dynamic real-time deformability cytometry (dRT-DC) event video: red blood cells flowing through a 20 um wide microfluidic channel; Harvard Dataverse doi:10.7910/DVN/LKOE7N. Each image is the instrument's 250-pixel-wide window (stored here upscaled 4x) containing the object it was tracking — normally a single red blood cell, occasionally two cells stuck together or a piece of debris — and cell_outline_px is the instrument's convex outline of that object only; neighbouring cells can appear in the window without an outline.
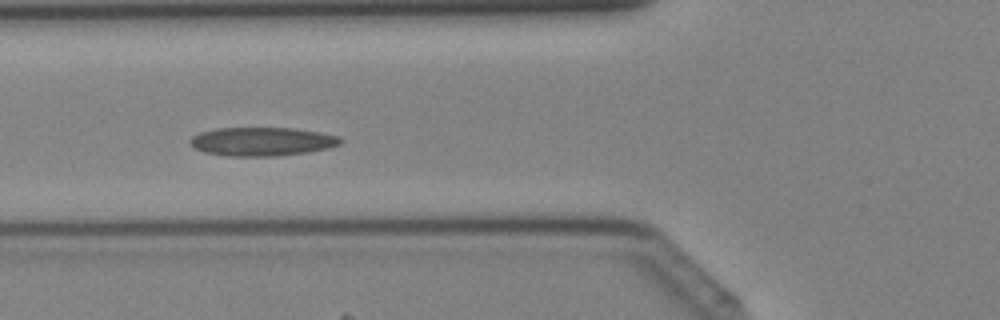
{"species": "Egyptian fruit bat (a non-hibernating species)", "species_latin": "Rousettus aegyptiacus", "temperature_condition": "cold", "stored_images_in_passage": 34, "camera_frame_rate_fps": 3000, "um_per_image_px": 0.085, "animal": {"sex": "female"}, "frame": {"image": 1, "passage_image": 10, "time_ms": 3.0, "image_size_px": [1000, 320], "cell_outline_px": [[344, 140], [340, 144], [328, 148], [308, 152], [276, 156], [228, 156], [204, 152], [196, 148], [188, 140], [192, 136], [200, 132], [216, 128], [296, 128], [320, 132], [340, 136]], "centroid_in_image_um": [22.3, 12.02], "position_along_channel_um": 103.5, "area_um2": 25.2}}
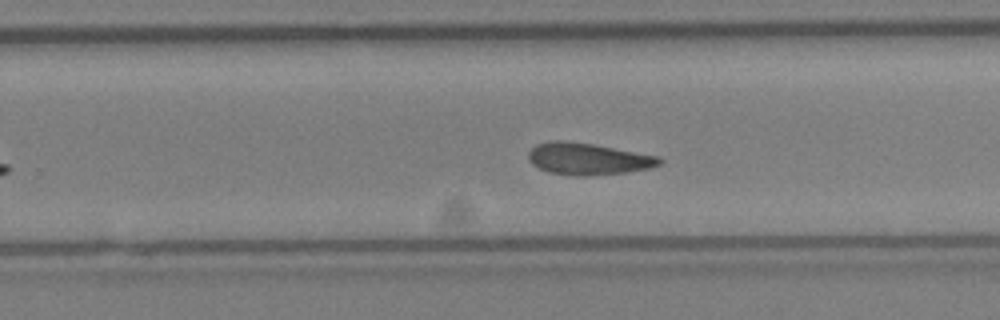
{"frame": {"image": 2, "passage_image": 21, "time_ms": 6.667, "image_size_px": [1000, 320], "cell_outline_px": [[664, 160], [660, 164], [652, 168], [628, 172], [584, 176], [576, 176], [548, 172], [532, 164], [528, 160], [528, 152], [536, 144], [548, 140], [560, 140], [592, 144], [660, 156]], "centroid_in_image_um": [49.99, 13.5], "position_along_channel_um": 279.8, "area_um2": 24.45}}
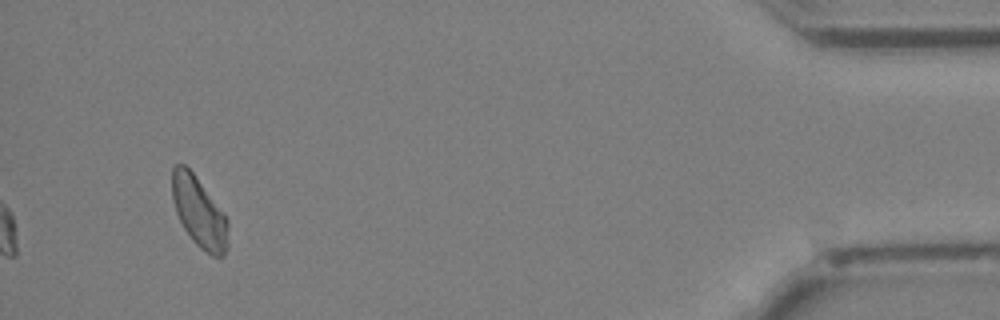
{"frame": {"image": 3, "passage_image": 34, "time_ms": 11.0, "image_size_px": [1000, 320], "cell_outline_px": [[228, 248], [224, 256], [212, 256], [200, 248], [192, 240], [184, 228], [176, 212], [172, 200], [172, 168], [176, 164], [184, 164], [192, 172], [224, 212], [228, 220]], "centroid_in_image_um": [16.94, 18.05], "position_along_channel_um": 418.3, "area_um2": 23.0}}